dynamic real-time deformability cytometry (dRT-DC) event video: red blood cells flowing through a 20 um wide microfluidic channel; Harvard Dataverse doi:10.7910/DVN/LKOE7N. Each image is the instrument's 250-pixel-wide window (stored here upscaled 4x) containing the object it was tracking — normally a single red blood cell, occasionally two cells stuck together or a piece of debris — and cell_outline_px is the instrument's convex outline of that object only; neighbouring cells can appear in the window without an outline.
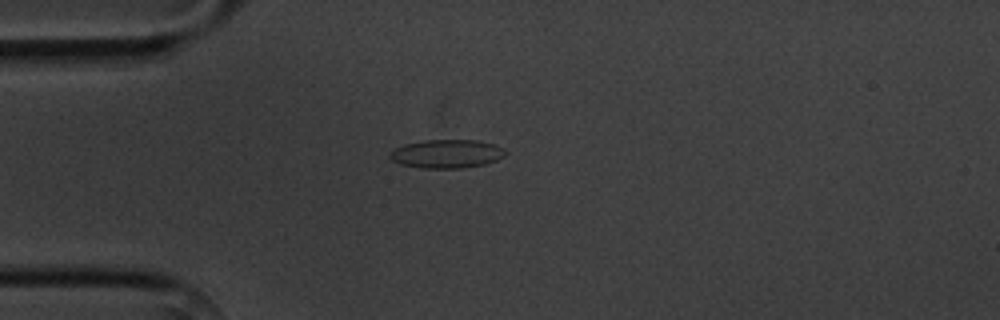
{"species": "common noctule bat (a hibernating species)", "species_latin": "Nyctalus noctula", "temperature_condition": "cold", "stored_images_in_passage": 1, "camera_frame_rate_fps": 3000, "um_per_image_px": 0.085, "animal": {"sex": "male", "body_mass_g": 20.1, "forearm_length_mm": 53.5}, "frame": {"image": 1, "passage_image": 1, "time_ms": 0.0, "image_size_px": [1000, 320], "cell_outline_px": [[508, 152], [504, 156], [496, 160], [484, 164], [460, 168], [424, 168], [400, 164], [392, 160], [388, 156], [396, 148], [404, 144], [424, 140], [476, 140], [496, 144], [504, 148]], "centroid_in_image_um": [38.0, 13.06], "position_along_channel_um": 47.0, "area_um2": 19.19}}